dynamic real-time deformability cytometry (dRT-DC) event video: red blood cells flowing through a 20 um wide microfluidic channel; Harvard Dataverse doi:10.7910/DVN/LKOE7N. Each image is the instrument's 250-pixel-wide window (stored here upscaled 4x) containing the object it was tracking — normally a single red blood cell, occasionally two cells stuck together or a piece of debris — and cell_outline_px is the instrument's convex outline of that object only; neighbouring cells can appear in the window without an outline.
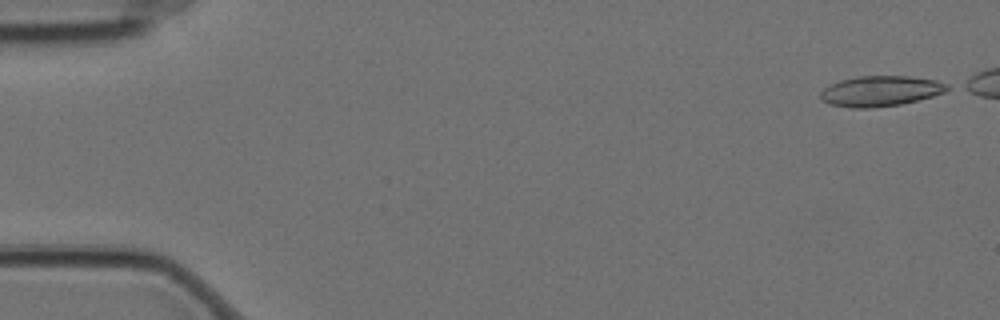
{"species": "Egyptian fruit bat (a non-hibernating species)", "species_latin": "Rousettus aegyptiacus", "temperature_condition": "cold", "stored_images_in_passage": 6, "camera_frame_rate_fps": 3000, "um_per_image_px": 0.085, "animal": {"sex": "female"}, "frame": {"image": 1, "passage_image": 1, "time_ms": 0.0, "image_size_px": [1000, 320], "cell_outline_px": [[952, 88], [944, 92], [932, 96], [900, 104], [872, 108], [852, 108], [828, 104], [820, 100], [820, 92], [828, 84], [840, 80], [856, 76], [908, 76], [936, 80], [948, 84]], "centroid_in_image_um": [74.8, 7.74], "position_along_channel_um": 10.2, "area_um2": 22.66}}